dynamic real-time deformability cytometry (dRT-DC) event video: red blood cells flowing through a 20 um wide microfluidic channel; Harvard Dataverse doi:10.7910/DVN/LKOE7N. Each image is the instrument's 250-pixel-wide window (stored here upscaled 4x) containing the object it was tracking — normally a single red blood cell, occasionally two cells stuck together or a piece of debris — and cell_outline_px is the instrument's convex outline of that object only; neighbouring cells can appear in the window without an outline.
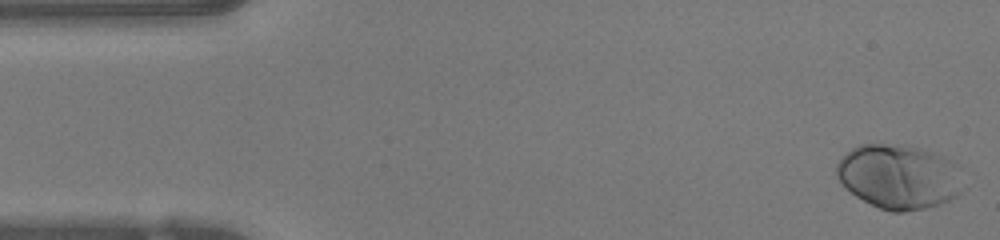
{"species": "human", "species_latin": "Homo sapiens", "temperature_condition": "warm", "stored_images_in_passage": 47, "camera_frame_rate_fps": 3000, "um_per_image_px": 0.085, "donor": {"sex": "female"}, "frame": {"image": 1, "passage_image": 1, "time_ms": 0.0, "image_size_px": [1000, 240], "cell_outline_px": [[960, 192], [956, 196], [940, 204], [924, 208], [904, 212], [892, 212], [880, 208], [856, 196], [836, 176], [836, 164], [852, 148], [860, 144], [884, 144], [916, 148], [932, 152], [948, 160], [952, 164]], "centroid_in_image_um": [76.3, 15.03], "position_along_channel_um": 8.7, "area_um2": 45.84}}
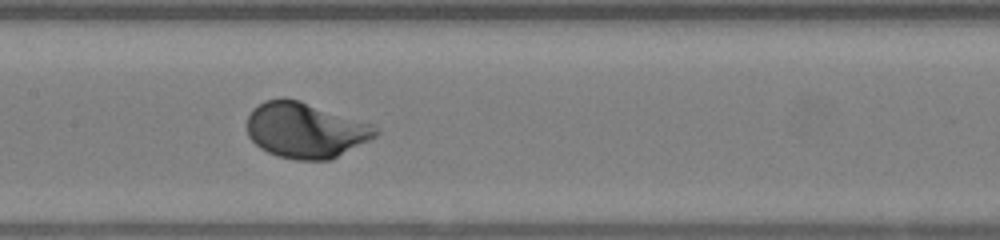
{"frame": {"image": 2, "passage_image": 22, "time_ms": 7.0, "image_size_px": [1000, 240], "cell_outline_px": [[380, 132], [376, 136], [328, 160], [296, 160], [276, 156], [260, 148], [248, 136], [248, 116], [252, 108], [264, 100], [284, 96], [300, 100], [372, 124], [380, 128]], "centroid_in_image_um": [25.93, 11.04], "position_along_channel_um": 181.5, "area_um2": 41.62}}
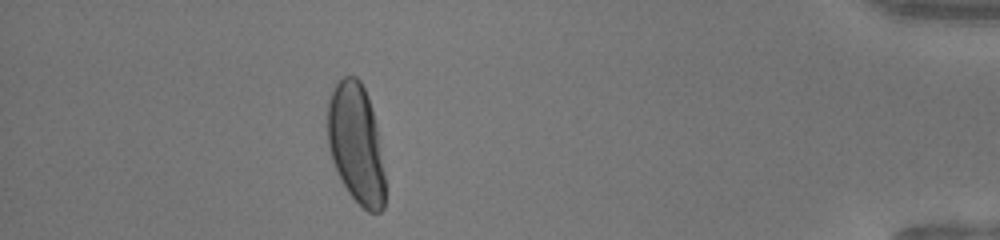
{"frame": {"image": 3, "passage_image": 42, "time_ms": 13.667, "image_size_px": [1000, 240], "cell_outline_px": [[384, 208], [380, 212], [368, 212], [348, 192], [340, 180], [332, 160], [328, 144], [328, 100], [336, 84], [344, 76], [356, 76], [360, 80], [368, 96], [372, 108], [376, 124], [384, 172]], "centroid_in_image_um": [30.26, 12.21], "position_along_channel_um": 404.9, "area_um2": 39.88}, "authors_computed_cell_mechanics": {"area_um2": 40.8068, "velocity_mm_per_s": 4.1913, "shape_relaxation_time_tau1_ms": 1.792, "shape_relaxation_time_tau2_ms": null, "deformation_change_tau1": 0.1512, "deformation_change_tau2": null}}